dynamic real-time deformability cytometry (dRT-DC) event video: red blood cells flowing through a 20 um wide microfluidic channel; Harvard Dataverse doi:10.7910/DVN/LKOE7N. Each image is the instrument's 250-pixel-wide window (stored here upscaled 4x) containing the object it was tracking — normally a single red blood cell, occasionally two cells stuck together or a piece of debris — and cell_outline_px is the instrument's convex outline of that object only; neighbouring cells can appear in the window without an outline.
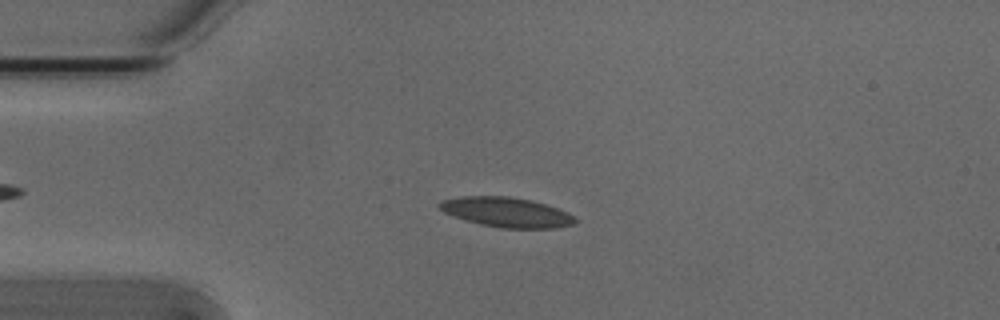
{"species": "Egyptian fruit bat (a non-hibernating species)", "species_latin": "Rousettus aegyptiacus", "temperature_condition": "cold", "stored_images_in_passage": 54, "camera_frame_rate_fps": 3000, "um_per_image_px": 0.085, "animal": {"sex": "male"}, "frame": {"image": 1, "passage_image": 13, "time_ms": 4.0, "image_size_px": [1000, 320], "cell_outline_px": [[580, 220], [576, 224], [556, 228], [500, 228], [480, 224], [464, 220], [452, 216], [444, 212], [436, 204], [440, 200], [460, 196], [508, 196], [528, 200], [544, 204], [568, 212]], "centroid_in_image_um": [43.04, 18.05], "position_along_channel_um": 42.0, "area_um2": 23.76}}
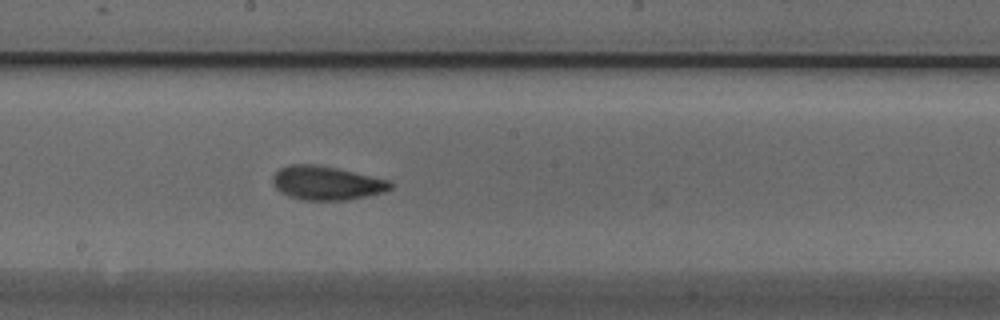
{"frame": {"image": 2, "passage_image": 29, "time_ms": 9.333, "image_size_px": [1000, 320], "cell_outline_px": [[392, 188], [384, 192], [348, 200], [304, 200], [288, 196], [280, 192], [276, 188], [272, 180], [272, 176], [280, 168], [288, 164], [316, 164], [336, 168], [388, 180], [392, 184]], "centroid_in_image_um": [27.72, 15.56], "position_along_channel_um": 220.5, "area_um2": 23.12}}
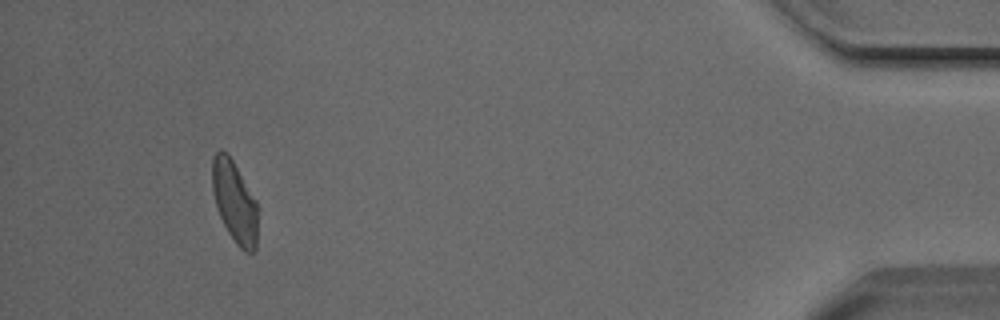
{"frame": {"image": 3, "passage_image": 50, "time_ms": 16.333, "image_size_px": [1000, 320], "cell_outline_px": [[256, 248], [252, 252], [244, 252], [236, 244], [228, 232], [216, 208], [212, 188], [212, 156], [220, 148], [228, 152], [256, 200]], "centroid_in_image_um": [19.91, 17.1], "position_along_channel_um": 415.3, "area_um2": 21.62}, "authors_computed_cell_mechanics": {"area_um2": 22.4264, "velocity_mm_per_s": 3.8013, "shape_relaxation_time_tau1_ms": 6.088, "shape_relaxation_time_tau2_ms": 1.7419, "deformation_change_tau1": 0.1451, "deformation_change_tau2": 0.078}}